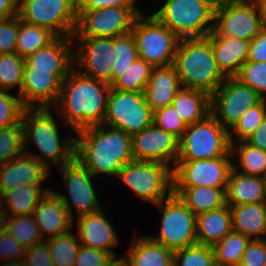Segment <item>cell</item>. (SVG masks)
<instances>
[{
    "label": "cell",
    "instance_id": "db71d44e",
    "mask_svg": "<svg viewBox=\"0 0 266 266\" xmlns=\"http://www.w3.org/2000/svg\"><path fill=\"white\" fill-rule=\"evenodd\" d=\"M247 60L253 62L266 61V27L250 41Z\"/></svg>",
    "mask_w": 266,
    "mask_h": 266
},
{
    "label": "cell",
    "instance_id": "680465c9",
    "mask_svg": "<svg viewBox=\"0 0 266 266\" xmlns=\"http://www.w3.org/2000/svg\"><path fill=\"white\" fill-rule=\"evenodd\" d=\"M256 1H257L259 8L261 10V14L263 16V21H264V24L266 27V0H256Z\"/></svg>",
    "mask_w": 266,
    "mask_h": 266
},
{
    "label": "cell",
    "instance_id": "11a10c76",
    "mask_svg": "<svg viewBox=\"0 0 266 266\" xmlns=\"http://www.w3.org/2000/svg\"><path fill=\"white\" fill-rule=\"evenodd\" d=\"M245 141L254 147L266 151V118L262 121L256 131Z\"/></svg>",
    "mask_w": 266,
    "mask_h": 266
},
{
    "label": "cell",
    "instance_id": "bcb514c9",
    "mask_svg": "<svg viewBox=\"0 0 266 266\" xmlns=\"http://www.w3.org/2000/svg\"><path fill=\"white\" fill-rule=\"evenodd\" d=\"M152 123L156 127L174 134L179 139L187 128L186 123L177 114L172 104L153 111Z\"/></svg>",
    "mask_w": 266,
    "mask_h": 266
},
{
    "label": "cell",
    "instance_id": "681fc988",
    "mask_svg": "<svg viewBox=\"0 0 266 266\" xmlns=\"http://www.w3.org/2000/svg\"><path fill=\"white\" fill-rule=\"evenodd\" d=\"M238 266H266V238L251 239Z\"/></svg>",
    "mask_w": 266,
    "mask_h": 266
},
{
    "label": "cell",
    "instance_id": "74e56055",
    "mask_svg": "<svg viewBox=\"0 0 266 266\" xmlns=\"http://www.w3.org/2000/svg\"><path fill=\"white\" fill-rule=\"evenodd\" d=\"M138 58L137 46L132 32L114 37L111 84Z\"/></svg>",
    "mask_w": 266,
    "mask_h": 266
},
{
    "label": "cell",
    "instance_id": "8fae6325",
    "mask_svg": "<svg viewBox=\"0 0 266 266\" xmlns=\"http://www.w3.org/2000/svg\"><path fill=\"white\" fill-rule=\"evenodd\" d=\"M156 205L162 209L161 228L159 235L150 239L173 251L197 243L196 215L178 195L172 193Z\"/></svg>",
    "mask_w": 266,
    "mask_h": 266
},
{
    "label": "cell",
    "instance_id": "816d5d0a",
    "mask_svg": "<svg viewBox=\"0 0 266 266\" xmlns=\"http://www.w3.org/2000/svg\"><path fill=\"white\" fill-rule=\"evenodd\" d=\"M25 247L17 242L3 228L0 231V262L22 260L25 253Z\"/></svg>",
    "mask_w": 266,
    "mask_h": 266
},
{
    "label": "cell",
    "instance_id": "ab89813d",
    "mask_svg": "<svg viewBox=\"0 0 266 266\" xmlns=\"http://www.w3.org/2000/svg\"><path fill=\"white\" fill-rule=\"evenodd\" d=\"M265 118L266 99H263L257 105L246 110L241 118L233 125L231 128L232 132L229 131L230 143L235 142L234 138H237L239 142L245 141L256 131Z\"/></svg>",
    "mask_w": 266,
    "mask_h": 266
},
{
    "label": "cell",
    "instance_id": "ba28073f",
    "mask_svg": "<svg viewBox=\"0 0 266 266\" xmlns=\"http://www.w3.org/2000/svg\"><path fill=\"white\" fill-rule=\"evenodd\" d=\"M145 17L141 13L131 31L139 58L153 67L172 65L180 38L153 15Z\"/></svg>",
    "mask_w": 266,
    "mask_h": 266
},
{
    "label": "cell",
    "instance_id": "d590c367",
    "mask_svg": "<svg viewBox=\"0 0 266 266\" xmlns=\"http://www.w3.org/2000/svg\"><path fill=\"white\" fill-rule=\"evenodd\" d=\"M3 228L25 248L43 241L33 214L5 216Z\"/></svg>",
    "mask_w": 266,
    "mask_h": 266
},
{
    "label": "cell",
    "instance_id": "1f68e13d",
    "mask_svg": "<svg viewBox=\"0 0 266 266\" xmlns=\"http://www.w3.org/2000/svg\"><path fill=\"white\" fill-rule=\"evenodd\" d=\"M172 105L187 126L200 122L211 114L210 95L198 89L181 87L174 96Z\"/></svg>",
    "mask_w": 266,
    "mask_h": 266
},
{
    "label": "cell",
    "instance_id": "5bb4252c",
    "mask_svg": "<svg viewBox=\"0 0 266 266\" xmlns=\"http://www.w3.org/2000/svg\"><path fill=\"white\" fill-rule=\"evenodd\" d=\"M141 13L138 7H107L76 12L77 26L73 35L111 38L121 36L132 31L134 22Z\"/></svg>",
    "mask_w": 266,
    "mask_h": 266
},
{
    "label": "cell",
    "instance_id": "44dd1931",
    "mask_svg": "<svg viewBox=\"0 0 266 266\" xmlns=\"http://www.w3.org/2000/svg\"><path fill=\"white\" fill-rule=\"evenodd\" d=\"M72 37H56L46 47L25 58L24 70L69 73L74 67Z\"/></svg>",
    "mask_w": 266,
    "mask_h": 266
},
{
    "label": "cell",
    "instance_id": "d4e9b609",
    "mask_svg": "<svg viewBox=\"0 0 266 266\" xmlns=\"http://www.w3.org/2000/svg\"><path fill=\"white\" fill-rule=\"evenodd\" d=\"M215 61L225 77H236L248 58L250 41L241 38H209Z\"/></svg>",
    "mask_w": 266,
    "mask_h": 266
},
{
    "label": "cell",
    "instance_id": "83f0119b",
    "mask_svg": "<svg viewBox=\"0 0 266 266\" xmlns=\"http://www.w3.org/2000/svg\"><path fill=\"white\" fill-rule=\"evenodd\" d=\"M123 256L129 266H173L174 251L148 236L136 237Z\"/></svg>",
    "mask_w": 266,
    "mask_h": 266
},
{
    "label": "cell",
    "instance_id": "277c9868",
    "mask_svg": "<svg viewBox=\"0 0 266 266\" xmlns=\"http://www.w3.org/2000/svg\"><path fill=\"white\" fill-rule=\"evenodd\" d=\"M173 65L182 87L210 96L226 79L217 66L208 37L180 39Z\"/></svg>",
    "mask_w": 266,
    "mask_h": 266
},
{
    "label": "cell",
    "instance_id": "30bf717a",
    "mask_svg": "<svg viewBox=\"0 0 266 266\" xmlns=\"http://www.w3.org/2000/svg\"><path fill=\"white\" fill-rule=\"evenodd\" d=\"M20 20L51 31L56 37H72L77 26L76 0H22Z\"/></svg>",
    "mask_w": 266,
    "mask_h": 266
},
{
    "label": "cell",
    "instance_id": "d6986e66",
    "mask_svg": "<svg viewBox=\"0 0 266 266\" xmlns=\"http://www.w3.org/2000/svg\"><path fill=\"white\" fill-rule=\"evenodd\" d=\"M69 73L24 70L20 93L26 108L49 107L57 104L62 81Z\"/></svg>",
    "mask_w": 266,
    "mask_h": 266
},
{
    "label": "cell",
    "instance_id": "94428289",
    "mask_svg": "<svg viewBox=\"0 0 266 266\" xmlns=\"http://www.w3.org/2000/svg\"><path fill=\"white\" fill-rule=\"evenodd\" d=\"M0 208L1 209H3L2 207H1V205H0ZM0 209V231L3 229V227H4V217H5V215H4V212H3V210H1Z\"/></svg>",
    "mask_w": 266,
    "mask_h": 266
},
{
    "label": "cell",
    "instance_id": "d6a6232c",
    "mask_svg": "<svg viewBox=\"0 0 266 266\" xmlns=\"http://www.w3.org/2000/svg\"><path fill=\"white\" fill-rule=\"evenodd\" d=\"M56 36L46 28L20 20L17 33L16 53L23 58L50 44Z\"/></svg>",
    "mask_w": 266,
    "mask_h": 266
},
{
    "label": "cell",
    "instance_id": "f546056e",
    "mask_svg": "<svg viewBox=\"0 0 266 266\" xmlns=\"http://www.w3.org/2000/svg\"><path fill=\"white\" fill-rule=\"evenodd\" d=\"M41 185L22 184L4 193L0 197L1 207L5 206V209H3L4 215L21 216L33 214L41 199L50 190L42 188Z\"/></svg>",
    "mask_w": 266,
    "mask_h": 266
},
{
    "label": "cell",
    "instance_id": "ac0fdd59",
    "mask_svg": "<svg viewBox=\"0 0 266 266\" xmlns=\"http://www.w3.org/2000/svg\"><path fill=\"white\" fill-rule=\"evenodd\" d=\"M133 159L162 164L177 163L179 138L156 127L153 123L131 135Z\"/></svg>",
    "mask_w": 266,
    "mask_h": 266
},
{
    "label": "cell",
    "instance_id": "9a60e30c",
    "mask_svg": "<svg viewBox=\"0 0 266 266\" xmlns=\"http://www.w3.org/2000/svg\"><path fill=\"white\" fill-rule=\"evenodd\" d=\"M58 169L63 174L64 184L71 197L68 199L66 194L56 191L55 193L63 202L73 220L74 214L72 212L74 211H72L70 201L74 205L77 217L102 210L92 182L94 176L77 158L74 157Z\"/></svg>",
    "mask_w": 266,
    "mask_h": 266
},
{
    "label": "cell",
    "instance_id": "9c48e42d",
    "mask_svg": "<svg viewBox=\"0 0 266 266\" xmlns=\"http://www.w3.org/2000/svg\"><path fill=\"white\" fill-rule=\"evenodd\" d=\"M264 27L256 0L224 2L216 5L213 30L207 37L252 41Z\"/></svg>",
    "mask_w": 266,
    "mask_h": 266
},
{
    "label": "cell",
    "instance_id": "8992f818",
    "mask_svg": "<svg viewBox=\"0 0 266 266\" xmlns=\"http://www.w3.org/2000/svg\"><path fill=\"white\" fill-rule=\"evenodd\" d=\"M229 131L211 114L200 122L188 125L179 139L177 160L213 159L231 155Z\"/></svg>",
    "mask_w": 266,
    "mask_h": 266
},
{
    "label": "cell",
    "instance_id": "7c38bea8",
    "mask_svg": "<svg viewBox=\"0 0 266 266\" xmlns=\"http://www.w3.org/2000/svg\"><path fill=\"white\" fill-rule=\"evenodd\" d=\"M153 111L142 92L109 90L105 125L133 135L152 124Z\"/></svg>",
    "mask_w": 266,
    "mask_h": 266
},
{
    "label": "cell",
    "instance_id": "5b68a950",
    "mask_svg": "<svg viewBox=\"0 0 266 266\" xmlns=\"http://www.w3.org/2000/svg\"><path fill=\"white\" fill-rule=\"evenodd\" d=\"M215 9L212 0H166L152 15L180 39L203 38L213 30Z\"/></svg>",
    "mask_w": 266,
    "mask_h": 266
},
{
    "label": "cell",
    "instance_id": "8d00e7d4",
    "mask_svg": "<svg viewBox=\"0 0 266 266\" xmlns=\"http://www.w3.org/2000/svg\"><path fill=\"white\" fill-rule=\"evenodd\" d=\"M153 68L151 64L138 58L111 84V87L116 90L143 93Z\"/></svg>",
    "mask_w": 266,
    "mask_h": 266
},
{
    "label": "cell",
    "instance_id": "7402d4cb",
    "mask_svg": "<svg viewBox=\"0 0 266 266\" xmlns=\"http://www.w3.org/2000/svg\"><path fill=\"white\" fill-rule=\"evenodd\" d=\"M76 222L77 238L82 246L109 252L116 258L111 247L118 245V237L102 210L77 217Z\"/></svg>",
    "mask_w": 266,
    "mask_h": 266
},
{
    "label": "cell",
    "instance_id": "6da1fadb",
    "mask_svg": "<svg viewBox=\"0 0 266 266\" xmlns=\"http://www.w3.org/2000/svg\"><path fill=\"white\" fill-rule=\"evenodd\" d=\"M74 66L62 81L56 112L75 131L104 123L111 85L82 75Z\"/></svg>",
    "mask_w": 266,
    "mask_h": 266
},
{
    "label": "cell",
    "instance_id": "03108f58",
    "mask_svg": "<svg viewBox=\"0 0 266 266\" xmlns=\"http://www.w3.org/2000/svg\"><path fill=\"white\" fill-rule=\"evenodd\" d=\"M264 182H265V190H266V173H265V175H264Z\"/></svg>",
    "mask_w": 266,
    "mask_h": 266
},
{
    "label": "cell",
    "instance_id": "ffe728a7",
    "mask_svg": "<svg viewBox=\"0 0 266 266\" xmlns=\"http://www.w3.org/2000/svg\"><path fill=\"white\" fill-rule=\"evenodd\" d=\"M49 175L36 158L23 153L0 166V197L18 185L42 184Z\"/></svg>",
    "mask_w": 266,
    "mask_h": 266
},
{
    "label": "cell",
    "instance_id": "cb8c5ba5",
    "mask_svg": "<svg viewBox=\"0 0 266 266\" xmlns=\"http://www.w3.org/2000/svg\"><path fill=\"white\" fill-rule=\"evenodd\" d=\"M174 65L154 67L143 94L152 111L171 105L181 88Z\"/></svg>",
    "mask_w": 266,
    "mask_h": 266
},
{
    "label": "cell",
    "instance_id": "f35d334b",
    "mask_svg": "<svg viewBox=\"0 0 266 266\" xmlns=\"http://www.w3.org/2000/svg\"><path fill=\"white\" fill-rule=\"evenodd\" d=\"M49 245L54 266H74L81 243L70 231L45 239Z\"/></svg>",
    "mask_w": 266,
    "mask_h": 266
},
{
    "label": "cell",
    "instance_id": "4dcf8cb0",
    "mask_svg": "<svg viewBox=\"0 0 266 266\" xmlns=\"http://www.w3.org/2000/svg\"><path fill=\"white\" fill-rule=\"evenodd\" d=\"M229 207L233 231L250 239H264L266 237L264 202Z\"/></svg>",
    "mask_w": 266,
    "mask_h": 266
},
{
    "label": "cell",
    "instance_id": "4316f807",
    "mask_svg": "<svg viewBox=\"0 0 266 266\" xmlns=\"http://www.w3.org/2000/svg\"><path fill=\"white\" fill-rule=\"evenodd\" d=\"M226 189L209 186H173V193L197 216L226 204Z\"/></svg>",
    "mask_w": 266,
    "mask_h": 266
},
{
    "label": "cell",
    "instance_id": "91938a15",
    "mask_svg": "<svg viewBox=\"0 0 266 266\" xmlns=\"http://www.w3.org/2000/svg\"><path fill=\"white\" fill-rule=\"evenodd\" d=\"M1 266H25V263L22 260H13V261H4Z\"/></svg>",
    "mask_w": 266,
    "mask_h": 266
},
{
    "label": "cell",
    "instance_id": "b9f144b4",
    "mask_svg": "<svg viewBox=\"0 0 266 266\" xmlns=\"http://www.w3.org/2000/svg\"><path fill=\"white\" fill-rule=\"evenodd\" d=\"M173 266H216L211 246L194 244L174 251Z\"/></svg>",
    "mask_w": 266,
    "mask_h": 266
},
{
    "label": "cell",
    "instance_id": "f907efd6",
    "mask_svg": "<svg viewBox=\"0 0 266 266\" xmlns=\"http://www.w3.org/2000/svg\"><path fill=\"white\" fill-rule=\"evenodd\" d=\"M50 255L49 245L43 240L25 249L23 261L25 266H54Z\"/></svg>",
    "mask_w": 266,
    "mask_h": 266
},
{
    "label": "cell",
    "instance_id": "7a4b0ae2",
    "mask_svg": "<svg viewBox=\"0 0 266 266\" xmlns=\"http://www.w3.org/2000/svg\"><path fill=\"white\" fill-rule=\"evenodd\" d=\"M75 158L93 176H117L124 164L133 159L131 135L105 124L92 125L76 131Z\"/></svg>",
    "mask_w": 266,
    "mask_h": 266
},
{
    "label": "cell",
    "instance_id": "c3c4849f",
    "mask_svg": "<svg viewBox=\"0 0 266 266\" xmlns=\"http://www.w3.org/2000/svg\"><path fill=\"white\" fill-rule=\"evenodd\" d=\"M113 259L109 252L81 245L74 266H108Z\"/></svg>",
    "mask_w": 266,
    "mask_h": 266
},
{
    "label": "cell",
    "instance_id": "52a82bcc",
    "mask_svg": "<svg viewBox=\"0 0 266 266\" xmlns=\"http://www.w3.org/2000/svg\"><path fill=\"white\" fill-rule=\"evenodd\" d=\"M152 161L132 160L117 175L140 198L157 204L173 193V168Z\"/></svg>",
    "mask_w": 266,
    "mask_h": 266
},
{
    "label": "cell",
    "instance_id": "e0dca14e",
    "mask_svg": "<svg viewBox=\"0 0 266 266\" xmlns=\"http://www.w3.org/2000/svg\"><path fill=\"white\" fill-rule=\"evenodd\" d=\"M73 35L72 39L80 43L77 52L73 51L74 66L82 75L111 85V66L114 58V38L88 37ZM82 68V69H81Z\"/></svg>",
    "mask_w": 266,
    "mask_h": 266
},
{
    "label": "cell",
    "instance_id": "7bdbcfd3",
    "mask_svg": "<svg viewBox=\"0 0 266 266\" xmlns=\"http://www.w3.org/2000/svg\"><path fill=\"white\" fill-rule=\"evenodd\" d=\"M24 153L22 124L0 129V166Z\"/></svg>",
    "mask_w": 266,
    "mask_h": 266
},
{
    "label": "cell",
    "instance_id": "2e32d148",
    "mask_svg": "<svg viewBox=\"0 0 266 266\" xmlns=\"http://www.w3.org/2000/svg\"><path fill=\"white\" fill-rule=\"evenodd\" d=\"M232 155L213 159L177 160L173 167V186L227 188Z\"/></svg>",
    "mask_w": 266,
    "mask_h": 266
},
{
    "label": "cell",
    "instance_id": "4fadbf2b",
    "mask_svg": "<svg viewBox=\"0 0 266 266\" xmlns=\"http://www.w3.org/2000/svg\"><path fill=\"white\" fill-rule=\"evenodd\" d=\"M263 98L236 77H226L210 96L211 115L226 129H231L246 110Z\"/></svg>",
    "mask_w": 266,
    "mask_h": 266
},
{
    "label": "cell",
    "instance_id": "f5cc1de1",
    "mask_svg": "<svg viewBox=\"0 0 266 266\" xmlns=\"http://www.w3.org/2000/svg\"><path fill=\"white\" fill-rule=\"evenodd\" d=\"M136 0H76V12L107 7H136Z\"/></svg>",
    "mask_w": 266,
    "mask_h": 266
},
{
    "label": "cell",
    "instance_id": "e7e4bbea",
    "mask_svg": "<svg viewBox=\"0 0 266 266\" xmlns=\"http://www.w3.org/2000/svg\"><path fill=\"white\" fill-rule=\"evenodd\" d=\"M17 6L22 2V0H12Z\"/></svg>",
    "mask_w": 266,
    "mask_h": 266
},
{
    "label": "cell",
    "instance_id": "603a6c76",
    "mask_svg": "<svg viewBox=\"0 0 266 266\" xmlns=\"http://www.w3.org/2000/svg\"><path fill=\"white\" fill-rule=\"evenodd\" d=\"M33 216L43 239L45 234L52 238L71 231L75 222L53 190H49L41 199Z\"/></svg>",
    "mask_w": 266,
    "mask_h": 266
},
{
    "label": "cell",
    "instance_id": "be15d7a7",
    "mask_svg": "<svg viewBox=\"0 0 266 266\" xmlns=\"http://www.w3.org/2000/svg\"><path fill=\"white\" fill-rule=\"evenodd\" d=\"M264 219L266 224V200L264 201Z\"/></svg>",
    "mask_w": 266,
    "mask_h": 266
},
{
    "label": "cell",
    "instance_id": "e575fe53",
    "mask_svg": "<svg viewBox=\"0 0 266 266\" xmlns=\"http://www.w3.org/2000/svg\"><path fill=\"white\" fill-rule=\"evenodd\" d=\"M231 155L234 157L235 153L238 154L239 166L242 167L238 170V165L233 164V169L252 176L264 177L266 173V151L254 147L246 141H240L239 145L231 143Z\"/></svg>",
    "mask_w": 266,
    "mask_h": 266
},
{
    "label": "cell",
    "instance_id": "6125c7cd",
    "mask_svg": "<svg viewBox=\"0 0 266 266\" xmlns=\"http://www.w3.org/2000/svg\"><path fill=\"white\" fill-rule=\"evenodd\" d=\"M216 5L219 3H224V2H233V1H240V0H212Z\"/></svg>",
    "mask_w": 266,
    "mask_h": 266
},
{
    "label": "cell",
    "instance_id": "3957f363",
    "mask_svg": "<svg viewBox=\"0 0 266 266\" xmlns=\"http://www.w3.org/2000/svg\"><path fill=\"white\" fill-rule=\"evenodd\" d=\"M21 124L24 153L36 158L49 171L52 167L50 162L59 168L75 157L74 135L65 138L63 142L60 141L59 125L49 107L25 108L22 113ZM30 141L36 144L41 156L28 150Z\"/></svg>",
    "mask_w": 266,
    "mask_h": 266
},
{
    "label": "cell",
    "instance_id": "836d02e7",
    "mask_svg": "<svg viewBox=\"0 0 266 266\" xmlns=\"http://www.w3.org/2000/svg\"><path fill=\"white\" fill-rule=\"evenodd\" d=\"M250 238L231 231L212 246L216 266H238Z\"/></svg>",
    "mask_w": 266,
    "mask_h": 266
},
{
    "label": "cell",
    "instance_id": "6f0895ef",
    "mask_svg": "<svg viewBox=\"0 0 266 266\" xmlns=\"http://www.w3.org/2000/svg\"><path fill=\"white\" fill-rule=\"evenodd\" d=\"M108 266H129V263L123 256H121L117 259L114 258Z\"/></svg>",
    "mask_w": 266,
    "mask_h": 266
},
{
    "label": "cell",
    "instance_id": "9f6ffc18",
    "mask_svg": "<svg viewBox=\"0 0 266 266\" xmlns=\"http://www.w3.org/2000/svg\"><path fill=\"white\" fill-rule=\"evenodd\" d=\"M17 15V5L12 0H0V21Z\"/></svg>",
    "mask_w": 266,
    "mask_h": 266
},
{
    "label": "cell",
    "instance_id": "ee69618b",
    "mask_svg": "<svg viewBox=\"0 0 266 266\" xmlns=\"http://www.w3.org/2000/svg\"><path fill=\"white\" fill-rule=\"evenodd\" d=\"M236 78L266 99V61H245Z\"/></svg>",
    "mask_w": 266,
    "mask_h": 266
},
{
    "label": "cell",
    "instance_id": "7dc6e473",
    "mask_svg": "<svg viewBox=\"0 0 266 266\" xmlns=\"http://www.w3.org/2000/svg\"><path fill=\"white\" fill-rule=\"evenodd\" d=\"M19 16L0 21V54L16 53Z\"/></svg>",
    "mask_w": 266,
    "mask_h": 266
},
{
    "label": "cell",
    "instance_id": "60d3db41",
    "mask_svg": "<svg viewBox=\"0 0 266 266\" xmlns=\"http://www.w3.org/2000/svg\"><path fill=\"white\" fill-rule=\"evenodd\" d=\"M25 58L17 53L0 54V90L8 91L19 86L23 80Z\"/></svg>",
    "mask_w": 266,
    "mask_h": 266
},
{
    "label": "cell",
    "instance_id": "484cf974",
    "mask_svg": "<svg viewBox=\"0 0 266 266\" xmlns=\"http://www.w3.org/2000/svg\"><path fill=\"white\" fill-rule=\"evenodd\" d=\"M265 200L264 178L247 175L234 169L231 170L226 189L227 205L261 203Z\"/></svg>",
    "mask_w": 266,
    "mask_h": 266
},
{
    "label": "cell",
    "instance_id": "f6af8a7d",
    "mask_svg": "<svg viewBox=\"0 0 266 266\" xmlns=\"http://www.w3.org/2000/svg\"><path fill=\"white\" fill-rule=\"evenodd\" d=\"M25 108L19 96L0 90V129L20 124Z\"/></svg>",
    "mask_w": 266,
    "mask_h": 266
},
{
    "label": "cell",
    "instance_id": "f1b7e54d",
    "mask_svg": "<svg viewBox=\"0 0 266 266\" xmlns=\"http://www.w3.org/2000/svg\"><path fill=\"white\" fill-rule=\"evenodd\" d=\"M232 231L229 205L196 216L197 243L213 246Z\"/></svg>",
    "mask_w": 266,
    "mask_h": 266
}]
</instances>
